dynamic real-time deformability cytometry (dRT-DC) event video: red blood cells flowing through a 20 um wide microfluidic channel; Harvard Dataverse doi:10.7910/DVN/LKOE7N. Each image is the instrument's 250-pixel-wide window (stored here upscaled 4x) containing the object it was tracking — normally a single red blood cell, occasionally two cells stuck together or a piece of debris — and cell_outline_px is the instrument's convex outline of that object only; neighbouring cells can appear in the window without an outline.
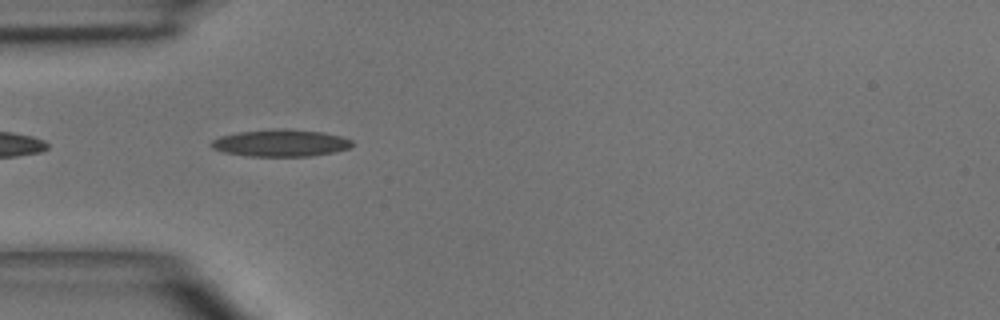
{"species": "common noctule bat (a hibernating species)", "species_latin": "Nyctalus noctula", "temperature_condition": "room temperature", "stored_images_in_passage": 6, "camera_frame_rate_fps": 3000, "um_per_image_px": 0.085, "animal": {"sex": "male", "body_mass_g": 15.6}, "frame": {"image": 1, "passage_image": 4, "time_ms": 3.333, "image_size_px": [1000, 320], "cell_outline_px": [[352, 144], [348, 148], [332, 152], [312, 156], [248, 156], [224, 152], [212, 148], [208, 144], [212, 140], [220, 136], [236, 132], [280, 128], [284, 128], [324, 132], [340, 136], [352, 140]], "centroid_in_image_um": [23.81, 12.15], "position_along_channel_um": 61.2, "area_um2": 22.25}}